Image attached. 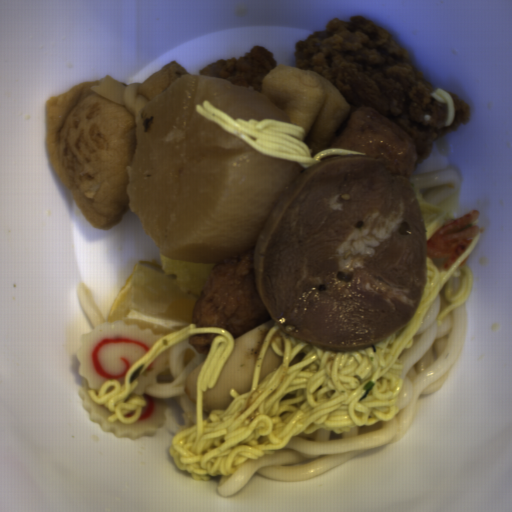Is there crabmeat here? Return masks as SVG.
I'll use <instances>...</instances> for the list:
<instances>
[{"label":"crabmeat","mask_w":512,"mask_h":512,"mask_svg":"<svg viewBox=\"0 0 512 512\" xmlns=\"http://www.w3.org/2000/svg\"><path fill=\"white\" fill-rule=\"evenodd\" d=\"M480 213L476 209L469 210L439 229L425 242L426 257L446 258L443 268L448 271L480 233L479 225H475Z\"/></svg>","instance_id":"crabmeat-1"}]
</instances>
